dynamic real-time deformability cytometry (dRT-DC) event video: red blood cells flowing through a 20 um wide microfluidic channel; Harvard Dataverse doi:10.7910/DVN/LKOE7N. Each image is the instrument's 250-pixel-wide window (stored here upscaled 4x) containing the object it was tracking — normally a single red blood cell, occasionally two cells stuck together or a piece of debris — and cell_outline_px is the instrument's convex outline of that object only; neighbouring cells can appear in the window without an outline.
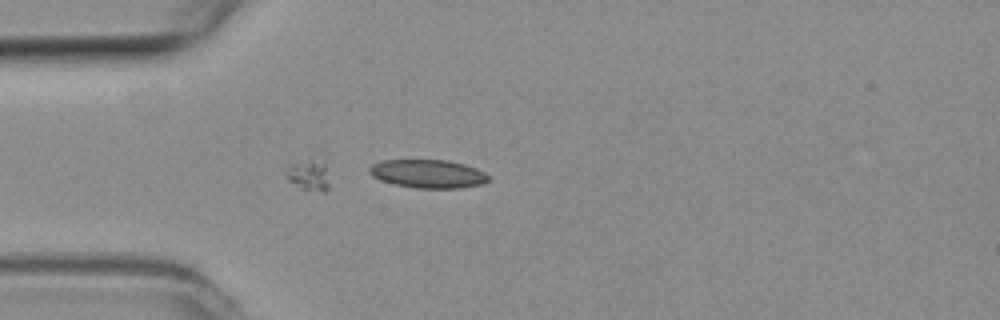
{"species": "common noctule bat (a hibernating species)", "species_latin": "Nyctalus noctula", "temperature_condition": "room temperature", "stored_images_in_passage": 5, "camera_frame_rate_fps": 3000, "um_per_image_px": 0.085, "animal": {"sex": "female", "body_mass_g": 19.3, "forearm_length_mm": 54.1}, "frame": {"image": 1, "passage_image": 5, "time_ms": 1.333, "image_size_px": [1000, 320], "cell_outline_px": [[492, 180], [480, 184], [460, 188], [416, 188], [396, 184], [380, 180], [372, 176], [368, 172], [368, 168], [372, 164], [384, 160], [448, 160], [464, 164], [476, 168], [484, 172]], "centroid_in_image_um": [36.38, 14.77], "position_along_channel_um": 48.6, "area_um2": 19.71}}